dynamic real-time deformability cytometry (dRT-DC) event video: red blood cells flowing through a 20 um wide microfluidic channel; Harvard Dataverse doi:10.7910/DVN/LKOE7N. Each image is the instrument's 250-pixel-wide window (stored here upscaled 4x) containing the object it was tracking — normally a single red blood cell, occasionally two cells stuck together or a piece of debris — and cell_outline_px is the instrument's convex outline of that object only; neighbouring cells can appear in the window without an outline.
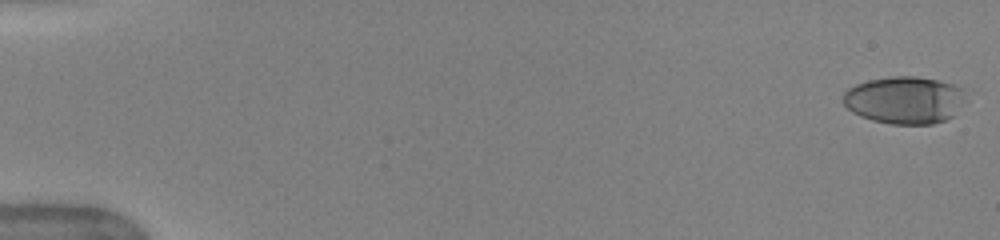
{"species": "human", "species_latin": "Homo sapiens", "temperature_condition": "warm", "stored_images_in_passage": 51, "camera_frame_rate_fps": 3000, "um_per_image_px": 0.085, "donor": {"sex": "female"}, "frame": {"image": 1, "passage_image": 1, "time_ms": 0.0, "image_size_px": [1000, 240], "cell_outline_px": [[964, 88], [952, 116], [944, 120], [932, 124], [888, 124], [872, 120], [860, 116], [852, 112], [844, 104], [844, 92], [848, 88], [856, 84], [868, 80], [892, 76], [916, 76], [940, 80]], "centroid_in_image_um": [76.8, 8.49], "position_along_channel_um": 8.2, "area_um2": 33.35}}
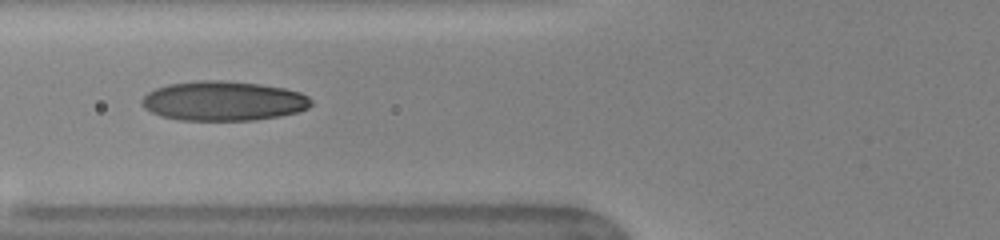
{"frame": {"image": 2, "passage_image": 21, "time_ms": 6.667, "image_size_px": [1000, 240], "cell_outline_px": [[312, 104], [308, 108], [296, 112], [280, 116], [252, 120], [180, 120], [160, 116], [144, 108], [140, 104], [140, 100], [148, 92], [156, 88], [168, 84], [200, 80], [220, 80], [260, 84], [284, 88], [300, 92], [308, 96], [312, 100]], "centroid_in_image_um": [18.97, 8.58], "position_along_channel_um": 106.8, "area_um2": 39.13}}
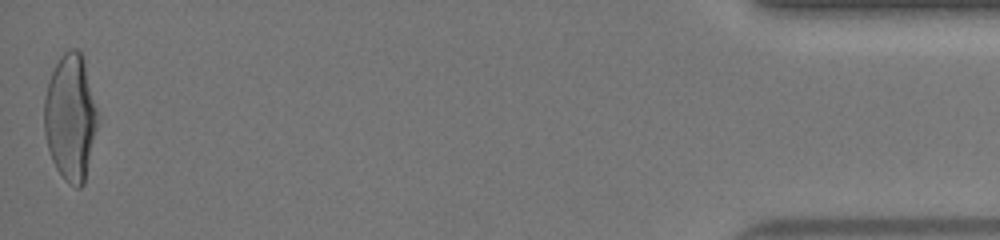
{"frame": {"image": 3, "passage_image": 51, "time_ms": 16.667, "image_size_px": [1000, 240], "cell_outline_px": [[96, 128], [84, 184], [80, 188], [76, 188], [64, 180], [56, 168], [52, 160], [48, 148], [44, 132], [44, 100], [48, 80], [60, 56], [68, 48], [76, 48], [80, 52], [84, 64], [96, 108]], "centroid_in_image_um": [5.95, 10.0], "position_along_channel_um": 429.3, "area_um2": 38.73}, "authors_computed_cell_mechanics": {"area_um2": 37.1654, "velocity_mm_per_s": 4.0236, "shape_relaxation_time_tau1_ms": 4.7109, "shape_relaxation_time_tau2_ms": 0.9248, "deformation_change_tau1": 0.2123, "deformation_change_tau2": 0.0698}}